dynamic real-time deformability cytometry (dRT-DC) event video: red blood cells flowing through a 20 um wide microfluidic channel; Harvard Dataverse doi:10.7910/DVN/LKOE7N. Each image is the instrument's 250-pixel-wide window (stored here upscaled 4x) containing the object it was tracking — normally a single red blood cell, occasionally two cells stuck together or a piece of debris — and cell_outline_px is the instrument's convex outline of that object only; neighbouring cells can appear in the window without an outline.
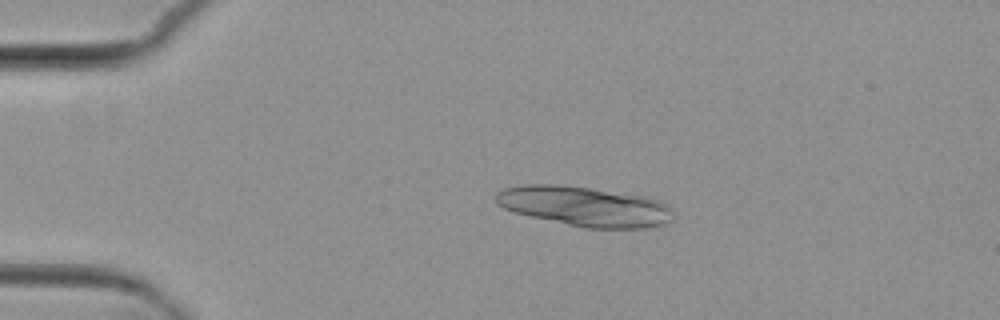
{"species": "common noctule bat (a hibernating species)", "species_latin": "Nyctalus noctula", "temperature_condition": "cold", "stored_images_in_passage": 4, "camera_frame_rate_fps": 3000, "um_per_image_px": 0.085, "animal": {"sex": "female", "body_mass_g": 29.2, "forearm_length_mm": 56.3}, "frame": {"image": 1, "passage_image": 2, "time_ms": 1.333, "image_size_px": [1000, 320], "cell_outline_px": [[672, 220], [664, 224], [644, 228], [584, 228], [532, 216], [516, 212], [504, 208], [496, 204], [496, 192], [504, 188], [524, 184], [556, 184], [588, 188], [644, 196], [660, 200], [672, 208]], "centroid_in_image_um": [49.7, 17.54], "position_along_channel_um": 35.3, "area_um2": 40.92}}